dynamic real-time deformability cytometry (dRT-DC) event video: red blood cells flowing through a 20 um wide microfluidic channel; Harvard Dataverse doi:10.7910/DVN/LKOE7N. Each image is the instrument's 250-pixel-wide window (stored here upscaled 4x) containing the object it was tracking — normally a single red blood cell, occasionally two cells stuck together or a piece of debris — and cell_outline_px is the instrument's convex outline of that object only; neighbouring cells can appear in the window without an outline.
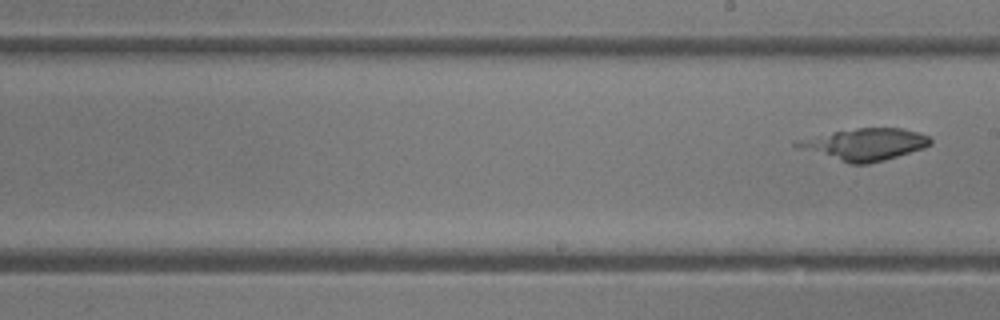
{"species": "common noctule bat (a hibernating species)", "species_latin": "Nyctalus noctula", "temperature_condition": "room temperature", "stored_images_in_passage": 6, "segment_of_instrument_passage": [2, 2], "camera_frame_rate_fps": 3000, "um_per_image_px": 0.085, "animal": {"sex": "female"}, "frame": {"image": 1, "passage_image": 6, "time_ms": 5.667, "image_size_px": [1000, 320], "cell_outline_px": [[932, 144], [924, 148], [884, 160], [868, 164], [848, 164], [796, 148], [792, 144], [796, 140], [832, 132], [856, 128], [900, 128], [916, 132], [928, 136], [932, 140]], "centroid_in_image_um": [73.46, 12.28], "position_along_channel_um": 215.5, "area_um2": 24.85}}